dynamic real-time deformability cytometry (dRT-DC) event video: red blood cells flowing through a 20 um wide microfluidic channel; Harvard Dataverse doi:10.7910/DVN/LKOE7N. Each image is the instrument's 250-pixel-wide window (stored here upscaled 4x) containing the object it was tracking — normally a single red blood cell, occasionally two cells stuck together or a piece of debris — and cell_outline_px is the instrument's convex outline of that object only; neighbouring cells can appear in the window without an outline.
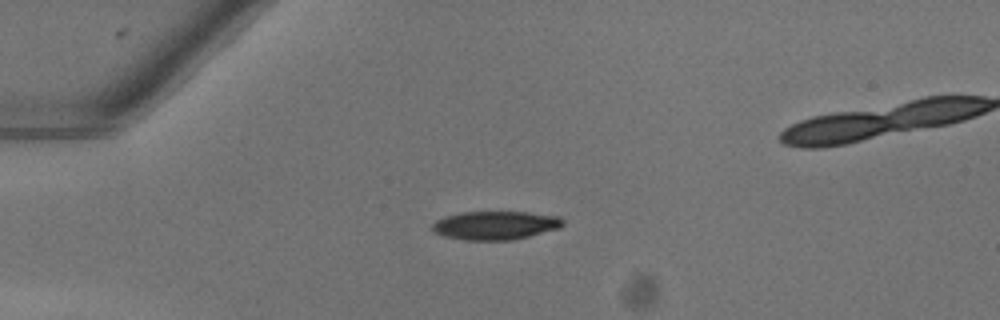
{"species": "common noctule bat (a hibernating species)", "species_latin": "Nyctalus noctula", "temperature_condition": "warm", "stored_images_in_passage": 5, "camera_frame_rate_fps": 3000, "um_per_image_px": 0.085, "animal": {"sex": "female"}, "frame": {"image": 1, "passage_image": 1, "time_ms": 0.0, "image_size_px": [1000, 320], "cell_outline_px": [[564, 224], [560, 228], [512, 240], [464, 240], [444, 236], [436, 232], [432, 228], [432, 224], [436, 220], [444, 216], [460, 212], [528, 212], [560, 216], [564, 220]], "centroid_in_image_um": [42.12, 19.15], "position_along_channel_um": 42.9, "area_um2": 21.79}}